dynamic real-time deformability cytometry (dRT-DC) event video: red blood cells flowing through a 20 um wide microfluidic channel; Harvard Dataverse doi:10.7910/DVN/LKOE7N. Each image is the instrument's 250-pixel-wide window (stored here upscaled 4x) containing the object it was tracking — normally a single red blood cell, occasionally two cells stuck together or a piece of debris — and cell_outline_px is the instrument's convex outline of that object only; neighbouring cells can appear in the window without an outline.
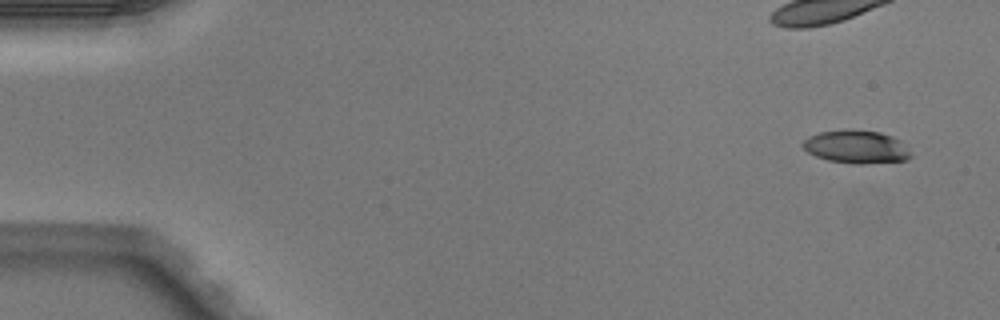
{"species": "Egyptian fruit bat (a non-hibernating species)", "species_latin": "Rousettus aegyptiacus", "temperature_condition": "warm", "stored_images_in_passage": 5, "camera_frame_rate_fps": 3000, "um_per_image_px": 0.085, "animal": {"sex": "male"}, "frame": {"image": 1, "passage_image": 1, "time_ms": 0.0, "image_size_px": [1000, 320], "cell_outline_px": [[912, 156], [908, 160], [864, 164], [856, 164], [828, 160], [816, 156], [808, 152], [800, 144], [808, 136], [820, 132], [848, 128], [880, 132], [892, 136], [900, 140], [912, 152]], "centroid_in_image_um": [72.81, 12.47], "position_along_channel_um": 12.2, "area_um2": 21.15}}